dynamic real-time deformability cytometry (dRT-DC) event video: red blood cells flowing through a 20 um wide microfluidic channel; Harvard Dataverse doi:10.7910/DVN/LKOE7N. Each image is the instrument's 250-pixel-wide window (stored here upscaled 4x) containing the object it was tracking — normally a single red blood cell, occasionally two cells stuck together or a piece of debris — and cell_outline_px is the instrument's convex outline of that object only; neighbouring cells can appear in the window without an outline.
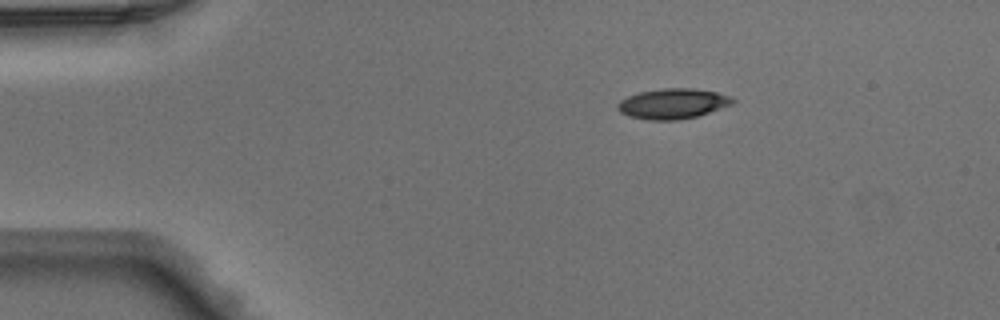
{"species": "Egyptian fruit bat (a non-hibernating species)", "species_latin": "Rousettus aegyptiacus", "temperature_condition": "warm", "stored_images_in_passage": 41, "camera_frame_rate_fps": 3000, "um_per_image_px": 0.085, "animal": {"sex": "male"}, "frame": {"image": 1, "passage_image": 1, "time_ms": 0.0, "image_size_px": [1000, 320], "cell_outline_px": [[736, 100], [732, 104], [696, 116], [676, 120], [648, 120], [628, 116], [620, 112], [616, 108], [616, 104], [620, 100], [628, 96], [640, 92], [664, 88], [692, 88], [716, 92], [732, 96]], "centroid_in_image_um": [57.16, 8.81], "position_along_channel_um": 27.8, "area_um2": 20.23}}
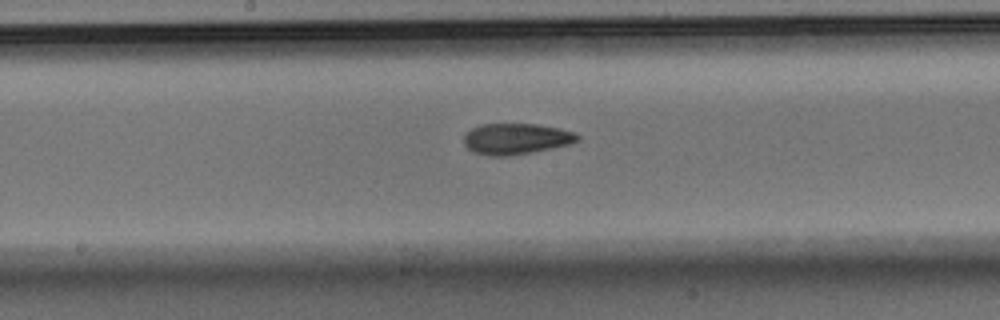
{"frame": {"image": 2, "passage_image": 18, "time_ms": 5.667, "image_size_px": [1000, 320], "cell_outline_px": [[580, 140], [572, 144], [532, 152], [508, 156], [488, 156], [472, 152], [464, 144], [464, 132], [480, 124], [536, 124], [560, 128], [576, 132], [580, 136]], "centroid_in_image_um": [43.88, 11.8], "position_along_channel_um": 204.3, "area_um2": 20.87}}
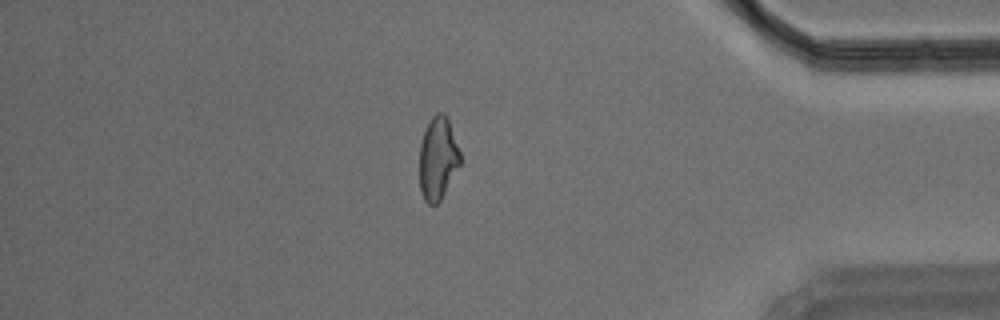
{"frame": {"image": 3, "passage_image": 34, "time_ms": 11.0, "image_size_px": [1000, 320], "cell_outline_px": [[460, 164], [440, 200], [436, 204], [428, 204], [424, 200], [420, 188], [420, 144], [428, 120], [436, 112], [444, 112], [448, 120], [460, 152]], "centroid_in_image_um": [37.2, 13.44], "position_along_channel_um": 398.0, "area_um2": 19.42}}